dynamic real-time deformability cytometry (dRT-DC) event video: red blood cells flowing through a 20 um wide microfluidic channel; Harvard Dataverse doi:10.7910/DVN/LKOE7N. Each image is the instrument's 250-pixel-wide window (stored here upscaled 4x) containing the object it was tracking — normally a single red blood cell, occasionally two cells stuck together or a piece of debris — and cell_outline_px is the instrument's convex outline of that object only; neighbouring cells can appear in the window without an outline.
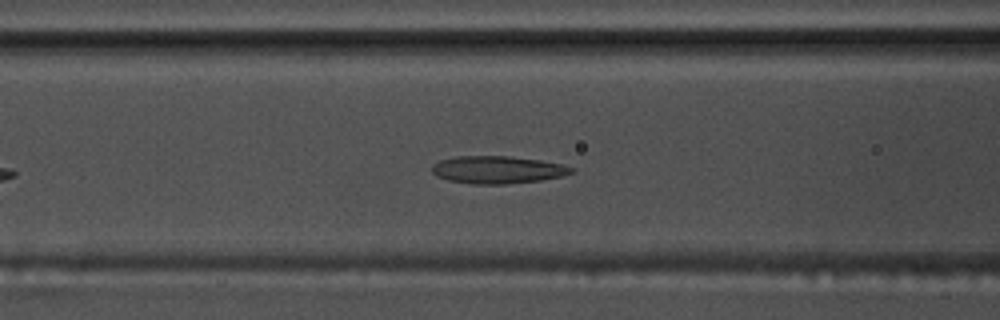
{"species": "common noctule bat (a hibernating species)", "species_latin": "Nyctalus noctula", "temperature_condition": "warm", "stored_images_in_passage": 39, "camera_frame_rate_fps": 3000, "um_per_image_px": 0.085, "animal": {"sex": "male", "body_mass_g": 17.5, "forearm_length_mm": 52.3}, "frame": {"image": 1, "passage_image": 13, "time_ms": 4.0, "image_size_px": [1000, 320], "cell_outline_px": [[576, 172], [560, 176], [540, 180], [504, 184], [472, 184], [448, 180], [436, 176], [432, 172], [432, 164], [440, 160], [456, 156], [508, 156], [540, 160], [564, 164], [576, 168]], "centroid_in_image_um": [42.3, 14.42], "position_along_channel_um": 124.3, "area_um2": 22.48}}
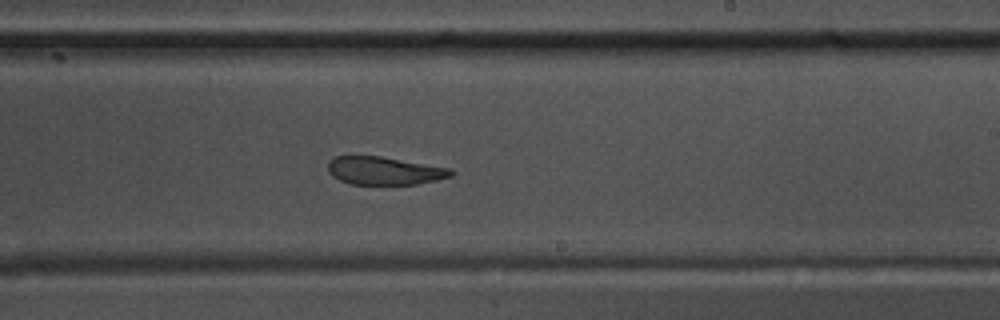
{"frame": {"image": 2, "passage_image": 24, "time_ms": 7.667, "image_size_px": [1000, 320], "cell_outline_px": [[456, 172], [452, 176], [436, 180], [416, 184], [348, 184], [332, 176], [328, 172], [328, 160], [336, 156], [380, 156], [452, 168]], "centroid_in_image_um": [32.68, 14.51], "position_along_channel_um": 256.3, "area_um2": 20.23}}
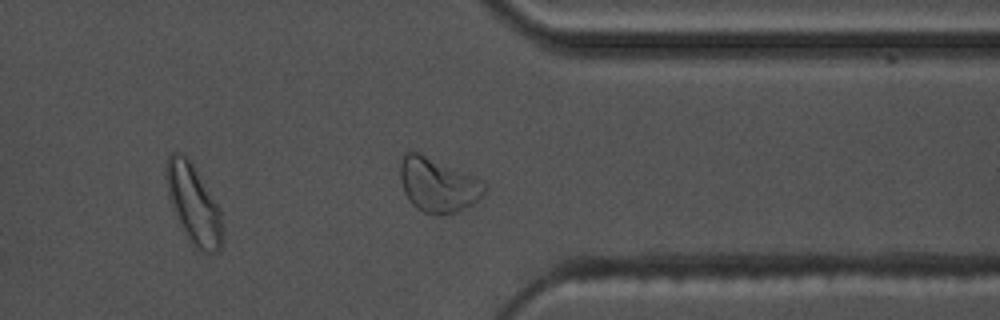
{"frame": {"image": 3, "passage_image": 34, "time_ms": 11.0, "image_size_px": [1000, 320], "cell_outline_px": [[488, 188], [472, 204], [456, 212], [436, 216], [424, 212], [416, 208], [408, 200], [404, 192], [400, 180], [400, 164], [404, 152], [416, 152], [480, 180], [488, 184]], "centroid_in_image_um": [37.18, 15.76], "position_along_channel_um": 374.2, "area_um2": 26.13}, "authors_computed_cell_mechanics": {"area_um2": 22.4842, "velocity_mm_per_s": 3.618, "shape_relaxation_time_tau1_ms": null, "shape_relaxation_time_tau2_ms": 2.1263, "deformation_change_tau1": null, "deformation_change_tau2": 0.0929}}